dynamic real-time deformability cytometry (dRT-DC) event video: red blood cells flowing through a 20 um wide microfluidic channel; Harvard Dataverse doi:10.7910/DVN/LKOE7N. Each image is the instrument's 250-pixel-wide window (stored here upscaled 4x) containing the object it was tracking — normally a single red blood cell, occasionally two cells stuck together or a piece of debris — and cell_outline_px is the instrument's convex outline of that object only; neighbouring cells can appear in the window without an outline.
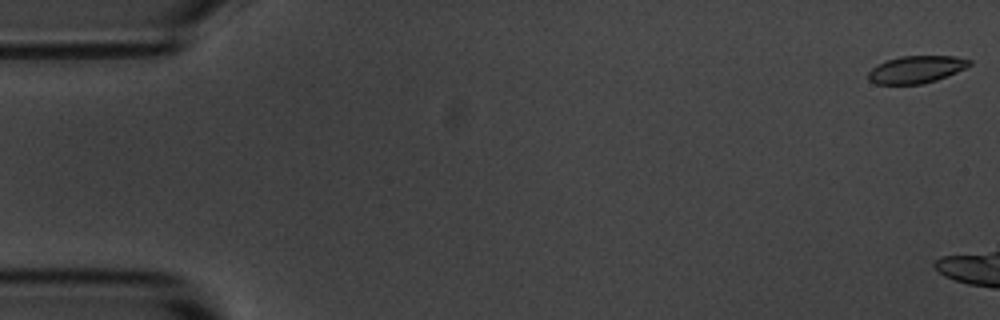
{"species": "common noctule bat (a hibernating species)", "species_latin": "Nyctalus noctula", "temperature_condition": "room temperature", "stored_images_in_passage": 6, "camera_frame_rate_fps": 3000, "um_per_image_px": 0.085, "animal": {"sex": "male", "body_mass_g": 20.1, "forearm_length_mm": 53.5}, "frame": {"image": 1, "passage_image": 1, "time_ms": 0.0, "image_size_px": [1000, 320], "cell_outline_px": [[972, 64], [948, 76], [936, 80], [920, 84], [876, 84], [868, 80], [868, 72], [876, 64], [900, 56], [956, 56], [972, 60]], "centroid_in_image_um": [77.87, 5.9], "position_along_channel_um": 7.1, "area_um2": 16.13}}